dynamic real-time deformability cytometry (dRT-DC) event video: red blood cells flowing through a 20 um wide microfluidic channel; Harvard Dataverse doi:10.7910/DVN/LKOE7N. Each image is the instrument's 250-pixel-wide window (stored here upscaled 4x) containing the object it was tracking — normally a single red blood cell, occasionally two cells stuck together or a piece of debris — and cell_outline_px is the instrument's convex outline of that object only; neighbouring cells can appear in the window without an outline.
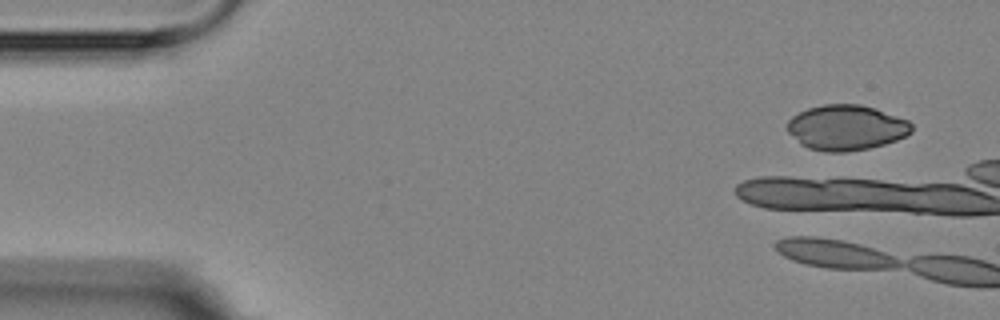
{"species": "Egyptian fruit bat (a non-hibernating species)", "species_latin": "Rousettus aegyptiacus", "temperature_condition": "room temperature", "stored_images_in_passage": 2, "camera_frame_rate_fps": 3000, "um_per_image_px": 0.085, "animal": {"sex": "female"}, "frame": {"image": 1, "passage_image": 1, "time_ms": 0.0, "image_size_px": [1000, 320], "cell_outline_px": [[912, 132], [896, 140], [884, 144], [868, 148], [844, 152], [828, 152], [808, 148], [800, 144], [788, 132], [788, 120], [792, 116], [808, 108], [824, 104], [860, 104], [876, 108], [908, 120], [912, 124]], "centroid_in_image_um": [71.93, 10.84], "position_along_channel_um": 13.1, "area_um2": 32.77}}